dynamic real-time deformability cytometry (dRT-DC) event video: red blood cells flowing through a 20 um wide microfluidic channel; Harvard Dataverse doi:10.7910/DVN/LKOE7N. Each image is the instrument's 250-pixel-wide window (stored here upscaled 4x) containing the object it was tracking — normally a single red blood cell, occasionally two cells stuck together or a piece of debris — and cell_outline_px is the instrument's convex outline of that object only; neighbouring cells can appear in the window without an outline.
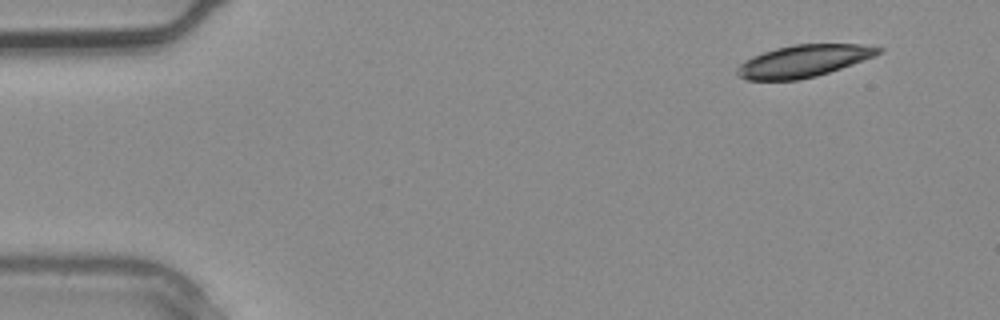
{"species": "common noctule bat (a hibernating species)", "species_latin": "Nyctalus noctula", "temperature_condition": "warm", "stored_images_in_passage": 3, "camera_frame_rate_fps": 3000, "um_per_image_px": 0.085, "animal": {"sex": "male", "body_mass_g": 20.4}, "frame": {"image": 1, "passage_image": 1, "time_ms": 0.0, "image_size_px": [1000, 320], "cell_outline_px": [[884, 52], [876, 56], [816, 76], [800, 80], [744, 80], [736, 72], [736, 68], [744, 60], [752, 56], [776, 48], [796, 44], [860, 44], [884, 48]], "centroid_in_image_um": [68.31, 5.18], "position_along_channel_um": 16.7, "area_um2": 26.47}}
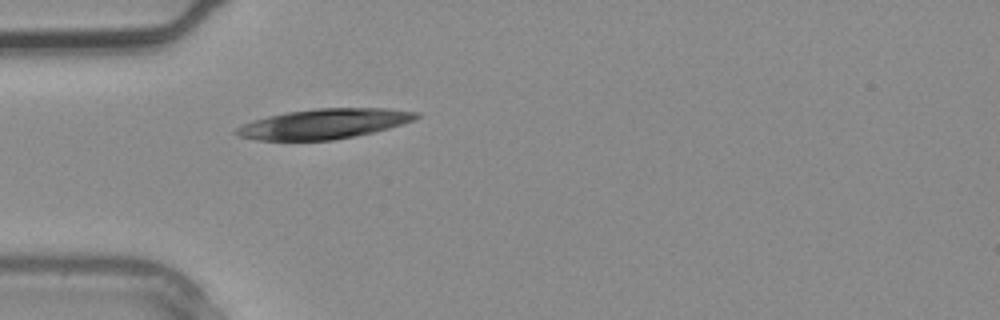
{"frame": {"image": 2, "passage_image": 3, "time_ms": 0.667, "image_size_px": [1000, 320], "cell_outline_px": [[420, 116], [416, 120], [388, 128], [356, 136], [332, 140], [256, 140], [240, 136], [232, 132], [236, 128], [252, 120], [268, 116], [288, 112], [316, 108], [388, 108], [420, 112]], "centroid_in_image_um": [27.57, 10.52], "position_along_channel_um": 57.4, "area_um2": 31.44}}